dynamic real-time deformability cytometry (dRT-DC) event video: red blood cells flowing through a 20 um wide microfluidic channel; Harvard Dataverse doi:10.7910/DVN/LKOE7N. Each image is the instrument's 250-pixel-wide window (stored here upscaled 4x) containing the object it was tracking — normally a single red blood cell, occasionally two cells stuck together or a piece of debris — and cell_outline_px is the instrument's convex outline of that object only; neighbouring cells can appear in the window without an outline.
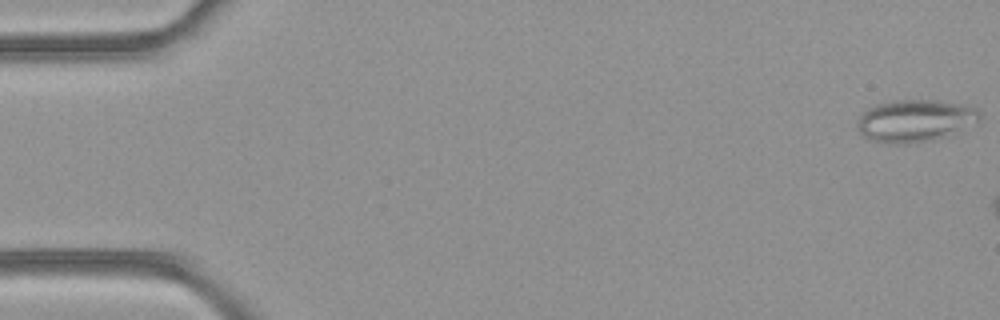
{"species": "common noctule bat (a hibernating species)", "species_latin": "Nyctalus noctula", "temperature_condition": "room temperature", "stored_images_in_passage": 11, "camera_frame_rate_fps": 3000, "um_per_image_px": 0.085, "animal": {"sex": "female", "body_mass_g": 21.9}, "frame": {"image": 1, "passage_image": 1, "time_ms": 0.0, "image_size_px": [1000, 320], "cell_outline_px": [[980, 116], [976, 120], [944, 136], [932, 140], [904, 144], [888, 144], [872, 140], [864, 136], [856, 128], [856, 124], [860, 116], [868, 108], [876, 104], [896, 100], [936, 100], [960, 104], [976, 108], [980, 112]], "centroid_in_image_um": [77.68, 10.25], "position_along_channel_um": 7.3, "area_um2": 29.54}}